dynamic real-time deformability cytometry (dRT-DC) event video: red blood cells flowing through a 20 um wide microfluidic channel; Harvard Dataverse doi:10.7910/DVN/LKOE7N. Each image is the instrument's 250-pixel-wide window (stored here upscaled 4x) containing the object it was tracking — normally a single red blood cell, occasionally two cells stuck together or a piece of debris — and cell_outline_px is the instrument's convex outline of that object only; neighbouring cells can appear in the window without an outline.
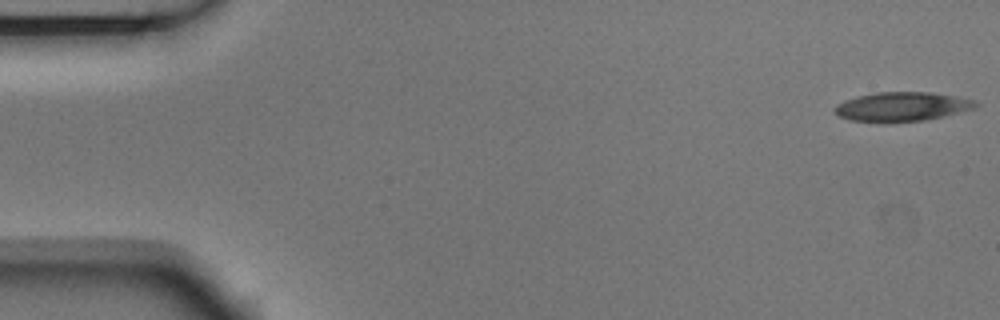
{"species": "Egyptian fruit bat (a non-hibernating species)", "species_latin": "Rousettus aegyptiacus", "temperature_condition": "room temperature", "stored_images_in_passage": 5, "camera_frame_rate_fps": 3000, "um_per_image_px": 0.085, "animal": {"sex": "male"}, "frame": {"image": 1, "passage_image": 1, "time_ms": 0.0, "image_size_px": [1000, 320], "cell_outline_px": [[980, 104], [976, 108], [924, 120], [884, 124], [848, 120], [840, 116], [832, 108], [836, 104], [844, 100], [856, 96], [876, 92], [928, 92], [956, 96], [976, 100]], "centroid_in_image_um": [76.62, 9.08], "position_along_channel_um": 8.4, "area_um2": 24.45}}
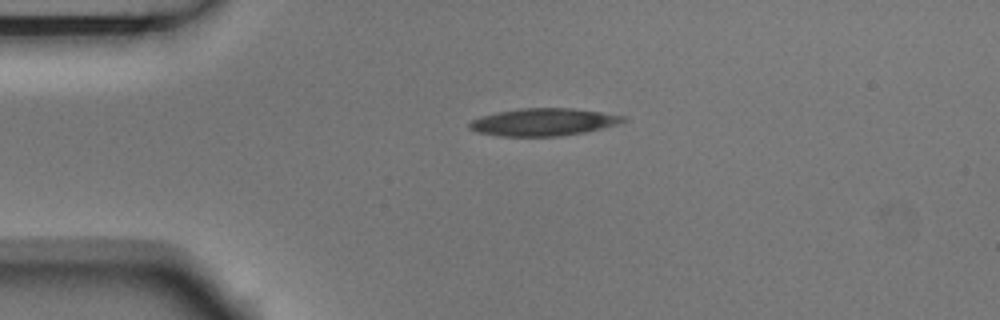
{"frame": {"image": 2, "passage_image": 4, "time_ms": 1.0, "image_size_px": [1000, 320], "cell_outline_px": [[628, 120], [616, 124], [584, 132], [560, 136], [500, 136], [476, 132], [468, 128], [468, 124], [472, 120], [480, 116], [520, 108], [572, 108], [600, 112], [624, 116]], "centroid_in_image_um": [46.15, 10.37], "position_along_channel_um": 38.9, "area_um2": 24.39}}